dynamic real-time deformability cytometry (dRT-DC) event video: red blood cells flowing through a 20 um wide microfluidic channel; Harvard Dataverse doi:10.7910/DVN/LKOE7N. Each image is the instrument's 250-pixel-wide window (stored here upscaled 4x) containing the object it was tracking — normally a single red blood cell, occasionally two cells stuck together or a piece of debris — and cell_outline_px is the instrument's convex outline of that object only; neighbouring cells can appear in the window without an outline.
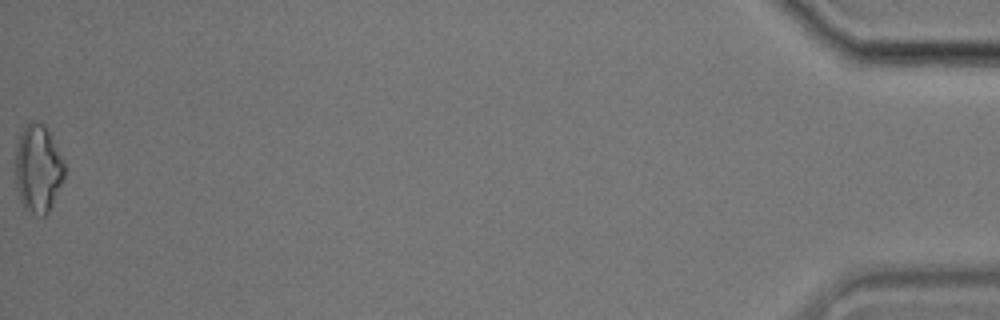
{"species": "common noctule bat (a hibernating species)", "species_latin": "Nyctalus noctula", "temperature_condition": "cold", "stored_images_in_passage": 40, "camera_frame_rate_fps": 3000, "um_per_image_px": 0.085, "animal": {"sex": "male", "body_mass_g": 17.9}, "frame": {"image": 1, "passage_image": 40, "time_ms": 13.0, "image_size_px": [1000, 320], "cell_outline_px": [[64, 176], [52, 204], [48, 212], [44, 216], [40, 216], [24, 208], [20, 200], [16, 188], [16, 148], [20, 136], [24, 128], [32, 120], [44, 124], [64, 160]], "centroid_in_image_um": [3.23, 14.34], "position_along_channel_um": 432.0, "area_um2": 24.74}, "authors_computed_cell_mechanics": {"area_um2": 20.3745, "velocity_mm_per_s": 3.54, "shape_relaxation_time_tau1_ms": 8.1548, "shape_relaxation_time_tau2_ms": 2.9878, "deformation_change_tau1": 0.2046, "deformation_change_tau2": 0.1385}}